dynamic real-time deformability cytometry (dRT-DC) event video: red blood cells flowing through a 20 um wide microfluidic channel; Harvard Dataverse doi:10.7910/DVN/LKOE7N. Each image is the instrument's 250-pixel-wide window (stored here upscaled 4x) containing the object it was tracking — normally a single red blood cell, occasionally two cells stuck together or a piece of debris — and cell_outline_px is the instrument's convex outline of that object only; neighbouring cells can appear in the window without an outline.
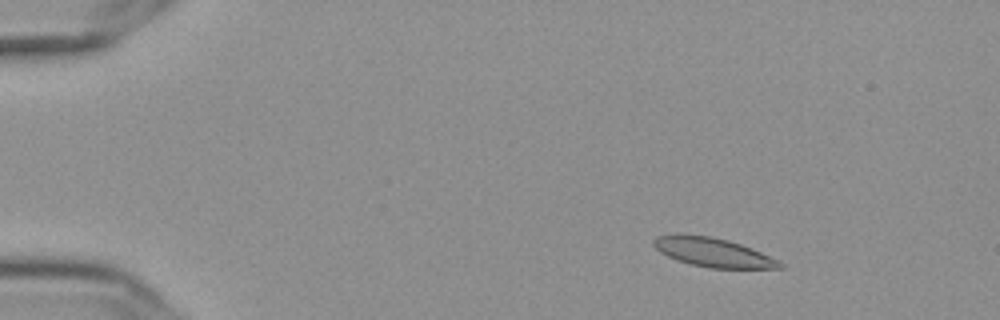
{"species": "Egyptian fruit bat (a non-hibernating species)", "species_latin": "Rousettus aegyptiacus", "temperature_condition": "cold", "stored_images_in_passage": 15, "camera_frame_rate_fps": 3000, "um_per_image_px": 0.085, "frame": {"image": 1, "passage_image": 6, "time_ms": 1.667, "image_size_px": [1000, 320], "cell_outline_px": [[784, 268], [708, 268], [676, 260], [660, 252], [652, 244], [652, 240], [656, 236], [676, 232], [712, 236], [728, 240], [752, 248], [784, 264]], "centroid_in_image_um": [60.52, 21.42], "position_along_channel_um": 24.5, "area_um2": 21.56}}